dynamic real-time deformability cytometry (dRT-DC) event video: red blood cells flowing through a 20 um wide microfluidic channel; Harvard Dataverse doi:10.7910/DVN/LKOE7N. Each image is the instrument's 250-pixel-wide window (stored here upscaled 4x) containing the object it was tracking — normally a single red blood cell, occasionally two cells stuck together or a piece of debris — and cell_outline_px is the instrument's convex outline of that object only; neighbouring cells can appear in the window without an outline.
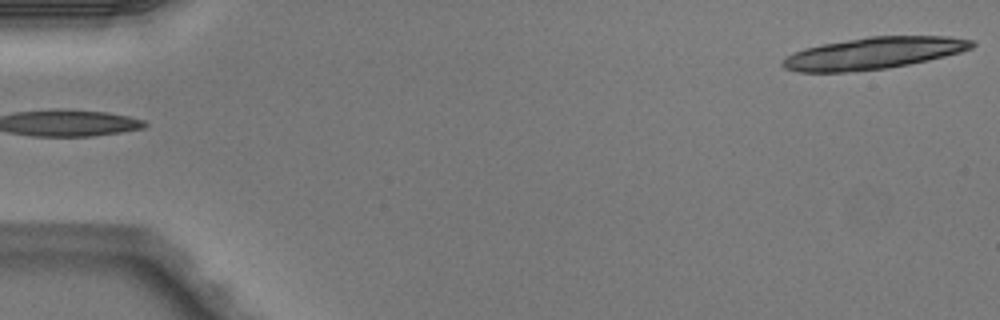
{"species": "Egyptian fruit bat (a non-hibernating species)", "species_latin": "Rousettus aegyptiacus", "temperature_condition": "warm", "stored_images_in_passage": 17, "camera_frame_rate_fps": 3000, "um_per_image_px": 0.085, "animal": {"sex": "male"}, "frame": {"image": 1, "passage_image": 1, "time_ms": 0.0, "image_size_px": [1000, 320], "cell_outline_px": [[976, 44], [972, 48], [960, 52], [928, 60], [888, 68], [848, 72], [796, 72], [784, 68], [780, 64], [792, 52], [804, 48], [820, 44], [868, 36], [948, 36], [972, 40]], "centroid_in_image_um": [74.22, 4.52], "position_along_channel_um": 10.8, "area_um2": 35.2}}